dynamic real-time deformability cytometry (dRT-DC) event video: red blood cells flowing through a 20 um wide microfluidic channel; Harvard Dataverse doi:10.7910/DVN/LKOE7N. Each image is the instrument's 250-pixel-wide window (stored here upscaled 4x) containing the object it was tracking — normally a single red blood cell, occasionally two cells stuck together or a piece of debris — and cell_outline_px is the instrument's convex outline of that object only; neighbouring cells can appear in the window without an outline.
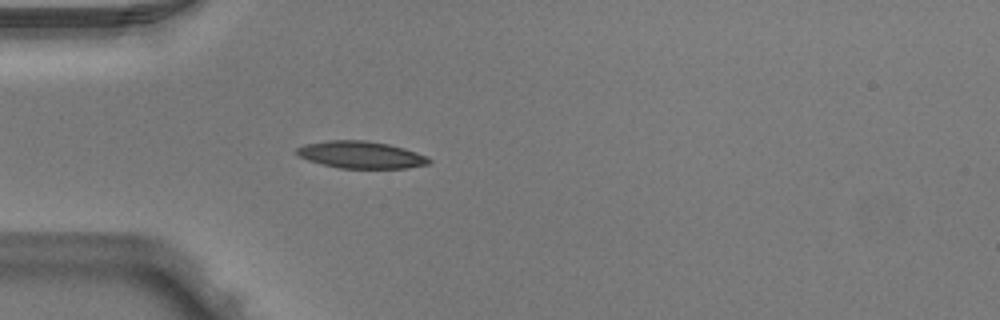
{"species": "Egyptian fruit bat (a non-hibernating species)", "species_latin": "Rousettus aegyptiacus", "temperature_condition": "warm", "stored_images_in_passage": 4, "camera_frame_rate_fps": 3000, "um_per_image_px": 0.085, "animal": {"sex": "male"}, "frame": {"image": 1, "passage_image": 4, "time_ms": 1.0, "image_size_px": [1000, 320], "cell_outline_px": [[432, 160], [428, 164], [408, 168], [340, 168], [308, 160], [300, 156], [296, 152], [296, 148], [304, 144], [328, 140], [364, 140], [388, 144], [404, 148], [428, 156]], "centroid_in_image_um": [30.7, 13.15], "position_along_channel_um": 54.3, "area_um2": 20.81}}